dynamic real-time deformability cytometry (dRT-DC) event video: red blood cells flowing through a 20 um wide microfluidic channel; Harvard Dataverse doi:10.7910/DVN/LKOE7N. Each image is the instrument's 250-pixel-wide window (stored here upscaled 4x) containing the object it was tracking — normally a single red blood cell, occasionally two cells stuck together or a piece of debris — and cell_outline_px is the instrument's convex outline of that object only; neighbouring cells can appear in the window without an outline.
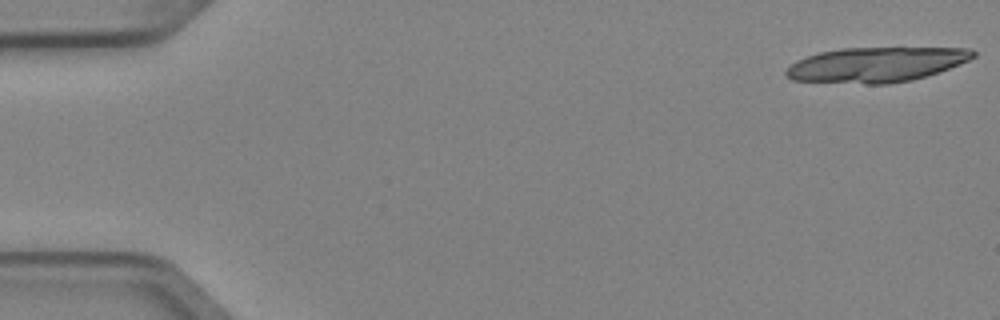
{"species": "Egyptian fruit bat (a non-hibernating species)", "species_latin": "Rousettus aegyptiacus", "temperature_condition": "cold", "stored_images_in_passage": 6, "camera_frame_rate_fps": 3000, "um_per_image_px": 0.085, "animal": {"sex": "female"}, "frame": {"image": 1, "passage_image": 1, "time_ms": 0.0, "image_size_px": [1000, 320], "cell_outline_px": [[976, 56], [960, 64], [912, 80], [888, 84], [864, 84], [792, 80], [784, 76], [784, 72], [796, 60], [820, 52], [840, 48], [972, 48], [976, 52]], "centroid_in_image_um": [74.45, 5.49], "position_along_channel_um": 10.5, "area_um2": 37.97}}
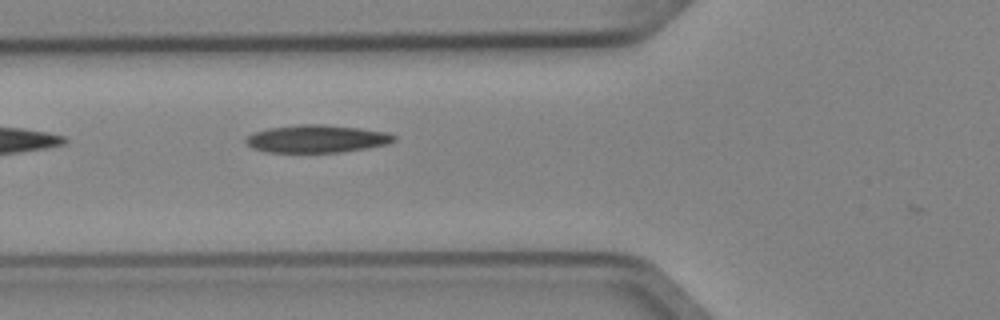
{"frame": {"image": 2, "passage_image": 6, "time_ms": 1.667, "image_size_px": [1000, 320], "cell_outline_px": [[396, 140], [388, 144], [368, 148], [340, 152], [268, 152], [252, 148], [244, 140], [248, 136], [256, 132], [268, 128], [300, 124], [324, 124], [360, 128], [388, 132], [396, 136]], "centroid_in_image_um": [26.97, 11.79], "position_along_channel_um": 98.8, "area_um2": 23.93}}